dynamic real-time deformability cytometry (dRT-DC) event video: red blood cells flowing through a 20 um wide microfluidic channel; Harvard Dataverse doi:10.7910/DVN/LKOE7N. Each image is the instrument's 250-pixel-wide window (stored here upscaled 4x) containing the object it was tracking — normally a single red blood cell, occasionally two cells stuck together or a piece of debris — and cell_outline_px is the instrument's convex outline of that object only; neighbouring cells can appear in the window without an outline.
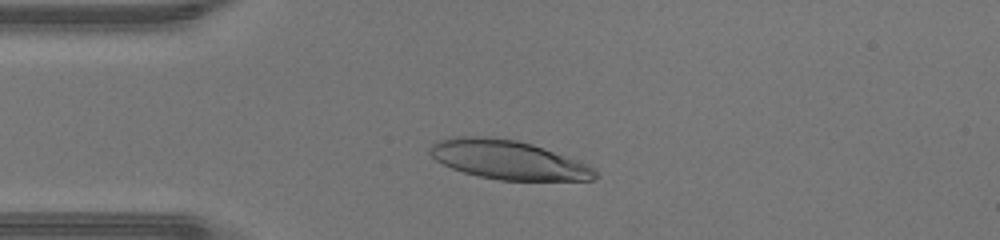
{"species": "human", "species_latin": "Homo sapiens", "temperature_condition": "warm", "stored_images_in_passage": 31, "camera_frame_rate_fps": 3000, "um_per_image_px": 0.085, "donor": {"sex": "male"}, "frame": {"image": 1, "passage_image": 4, "time_ms": 1.0, "image_size_px": [1000, 240], "cell_outline_px": [[600, 176], [592, 180], [500, 180], [480, 176], [464, 172], [452, 168], [436, 160], [428, 152], [432, 144], [436, 140], [448, 136], [484, 136], [516, 140], [532, 144], [544, 148], [588, 164], [600, 172]], "centroid_in_image_um": [43.2, 13.57], "position_along_channel_um": 41.8, "area_um2": 37.63}}
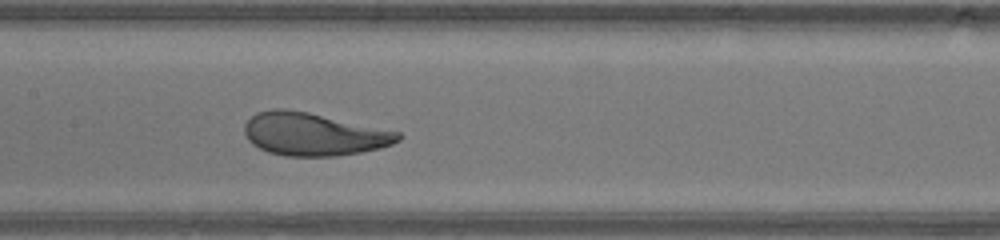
{"frame": {"image": 2, "passage_image": 15, "time_ms": 4.667, "image_size_px": [1000, 240], "cell_outline_px": [[404, 136], [400, 140], [392, 144], [380, 148], [360, 152], [336, 156], [284, 156], [268, 152], [252, 144], [248, 140], [244, 132], [244, 124], [256, 112], [272, 108], [284, 108], [308, 112], [400, 132]], "centroid_in_image_um": [26.64, 11.4], "position_along_channel_um": 180.8, "area_um2": 38.44}}
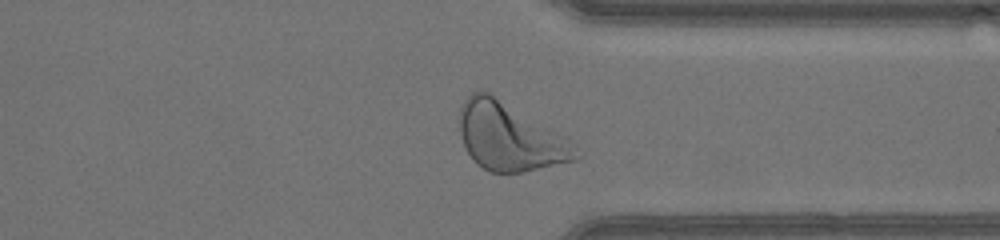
{"frame": {"image": 3, "passage_image": 28, "time_ms": 9.0, "image_size_px": [1000, 240], "cell_outline_px": [[580, 156], [576, 160], [520, 172], [492, 172], [476, 164], [472, 160], [464, 144], [460, 132], [460, 108], [464, 100], [476, 88], [488, 92], [564, 136]], "centroid_in_image_um": [43.26, 11.62], "position_along_channel_um": 368.1, "area_um2": 44.97}, "authors_computed_cell_mechanics": {"area_um2": 38.6104, "velocity_mm_per_s": 4.3882, "shape_relaxation_time_tau1_ms": 2.3748, "shape_relaxation_time_tau2_ms": null, "deformation_change_tau1": 0.1671, "deformation_change_tau2": null}}